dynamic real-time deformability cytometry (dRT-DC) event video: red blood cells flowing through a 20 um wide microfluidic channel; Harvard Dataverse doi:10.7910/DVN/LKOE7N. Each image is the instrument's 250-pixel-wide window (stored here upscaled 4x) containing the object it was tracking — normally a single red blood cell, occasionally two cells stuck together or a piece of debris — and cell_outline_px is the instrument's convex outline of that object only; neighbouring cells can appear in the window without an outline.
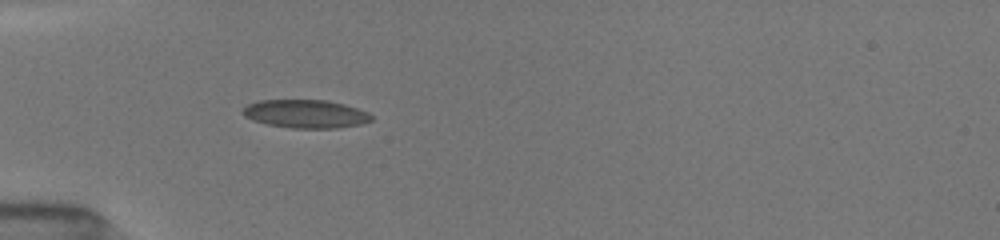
{"species": "common noctule bat (a hibernating species)", "species_latin": "Nyctalus noctula", "temperature_condition": "room temperature", "stored_images_in_passage": 15, "camera_frame_rate_fps": 3000, "um_per_image_px": 0.085, "animal": {"sex": "female", "body_mass_g": 19.5, "forearm_length_mm": 54.1}, "frame": {"image": 1, "passage_image": 1, "time_ms": 0.0, "image_size_px": [1000, 240], "cell_outline_px": [[372, 120], [360, 124], [336, 128], [292, 128], [268, 124], [252, 120], [244, 116], [244, 108], [248, 104], [260, 100], [328, 100], [344, 104], [368, 112], [372, 116]], "centroid_in_image_um": [25.99, 9.67], "position_along_channel_um": 59.0, "area_um2": 21.04}}
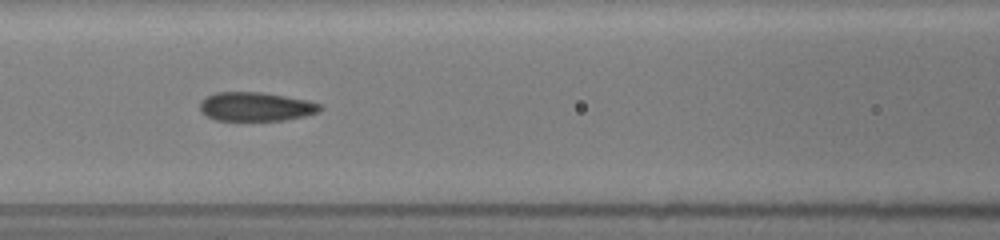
{"frame": {"image": 2, "passage_image": 8, "time_ms": 2.333, "image_size_px": [1000, 240], "cell_outline_px": [[324, 108], [320, 112], [304, 116], [284, 120], [216, 120], [200, 112], [200, 100], [216, 92], [260, 92], [308, 100], [324, 104]], "centroid_in_image_um": [21.79, 9.06], "position_along_channel_um": 144.8, "area_um2": 20.35}}
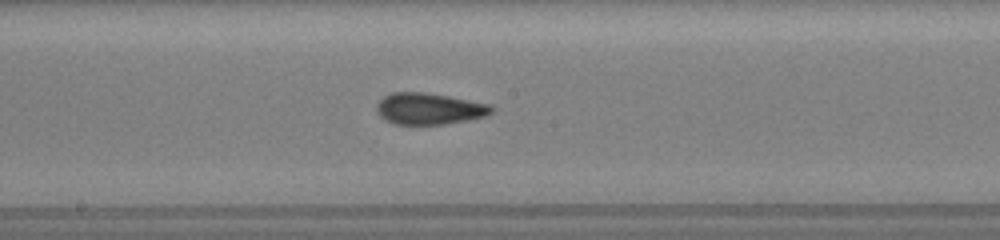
{"frame": {"image": 3, "passage_image": 13, "time_ms": 4.0, "image_size_px": [1000, 240], "cell_outline_px": [[496, 108], [488, 116], [468, 120], [444, 124], [396, 124], [384, 120], [376, 112], [376, 104], [384, 96], [392, 92], [424, 92], [448, 96], [492, 104]], "centroid_in_image_um": [36.51, 9.24], "position_along_channel_um": 211.7, "area_um2": 21.33}}